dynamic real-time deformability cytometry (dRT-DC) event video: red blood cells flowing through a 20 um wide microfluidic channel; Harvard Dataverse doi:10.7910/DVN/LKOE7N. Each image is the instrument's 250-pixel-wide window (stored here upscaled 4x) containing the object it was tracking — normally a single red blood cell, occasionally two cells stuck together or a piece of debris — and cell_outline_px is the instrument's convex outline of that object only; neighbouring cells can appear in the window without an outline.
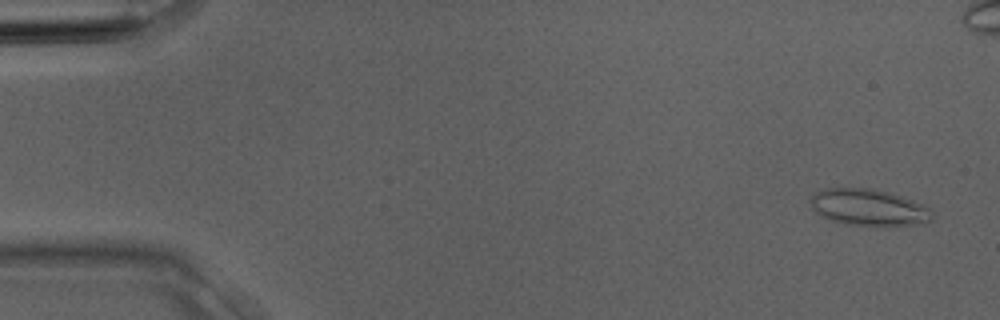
{"species": "Egyptian fruit bat (a non-hibernating species)", "species_latin": "Rousettus aegyptiacus", "temperature_condition": "room temperature", "stored_images_in_passage": 4, "camera_frame_rate_fps": 3000, "um_per_image_px": 0.085, "animal": {"sex": "male"}, "frame": {"image": 1, "passage_image": 1, "time_ms": 0.0, "image_size_px": [1000, 320], "cell_outline_px": [[932, 220], [924, 224], [888, 228], [844, 224], [820, 216], [812, 208], [808, 200], [816, 192], [824, 188], [876, 188], [892, 192], [932, 208]], "centroid_in_image_um": [73.89, 17.66], "position_along_channel_um": 11.1, "area_um2": 27.05}}